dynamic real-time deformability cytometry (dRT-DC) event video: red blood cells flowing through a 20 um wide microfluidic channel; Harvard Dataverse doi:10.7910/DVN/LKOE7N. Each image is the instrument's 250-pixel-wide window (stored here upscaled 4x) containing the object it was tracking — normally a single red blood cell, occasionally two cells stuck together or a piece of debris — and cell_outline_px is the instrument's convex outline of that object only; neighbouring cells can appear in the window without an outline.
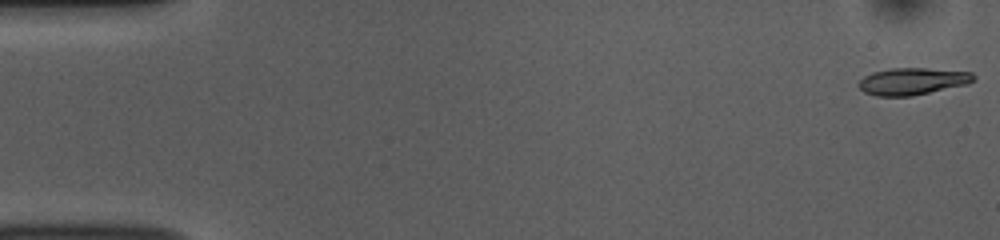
{"species": "common noctule bat (a hibernating species)", "species_latin": "Nyctalus noctula", "temperature_condition": "room temperature", "stored_images_in_passage": 53, "camera_frame_rate_fps": 3000, "um_per_image_px": 0.085, "animal": {"sex": "female", "body_mass_g": 10.0, "forearm_length_mm": 53.1}, "frame": {"image": 1, "passage_image": 1, "time_ms": 0.0, "image_size_px": [1000, 240], "cell_outline_px": [[976, 76], [968, 84], [912, 96], [876, 96], [864, 92], [856, 84], [864, 76], [872, 72], [888, 68], [928, 68], [972, 72]], "centroid_in_image_um": [77.53, 6.9], "position_along_channel_um": 7.5, "area_um2": 18.21}}
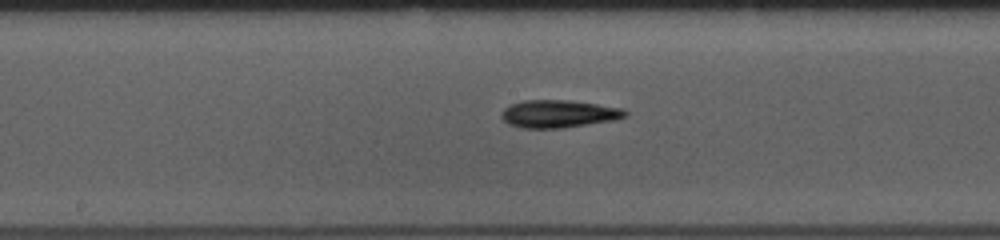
{"frame": {"image": 2, "passage_image": 27, "time_ms": 8.667, "image_size_px": [1000, 240], "cell_outline_px": [[628, 116], [612, 120], [564, 128], [520, 128], [508, 124], [500, 116], [500, 112], [504, 108], [512, 104], [524, 100], [568, 100], [624, 108], [628, 112]], "centroid_in_image_um": [47.47, 9.68], "position_along_channel_um": 200.7, "area_um2": 20.0}}
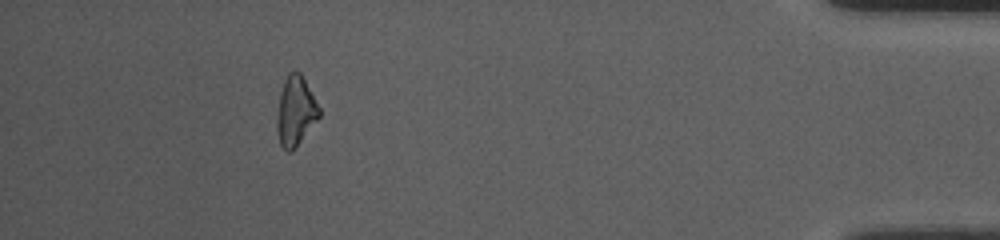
{"frame": {"image": 3, "passage_image": 48, "time_ms": 15.667, "image_size_px": [1000, 240], "cell_outline_px": [[320, 116], [292, 152], [288, 152], [280, 144], [276, 128], [276, 120], [280, 92], [284, 80], [288, 72], [300, 72], [320, 108]], "centroid_in_image_um": [25.1, 9.45], "position_along_channel_um": 410.1, "area_um2": 16.99}, "authors_computed_cell_mechanics": {"area_um2": 18.3804, "velocity_mm_per_s": 3.7967, "shape_relaxation_time_tau1_ms": 2.7368, "shape_relaxation_time_tau2_ms": 10.5049, "deformation_change_tau1": 0.1602, "deformation_change_tau2": 0.2585}}